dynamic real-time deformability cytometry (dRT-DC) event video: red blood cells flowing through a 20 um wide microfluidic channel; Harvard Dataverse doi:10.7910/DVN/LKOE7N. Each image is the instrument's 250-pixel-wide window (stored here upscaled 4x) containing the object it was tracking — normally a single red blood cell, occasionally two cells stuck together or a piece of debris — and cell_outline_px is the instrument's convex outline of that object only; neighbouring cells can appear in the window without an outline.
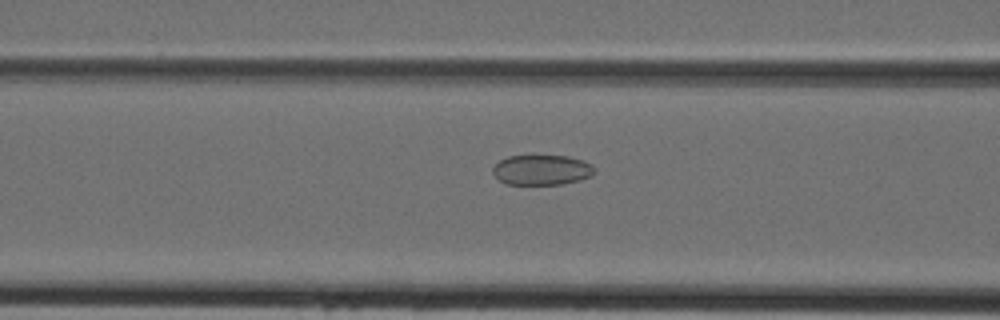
{"species": "Egyptian fruit bat (a non-hibernating species)", "species_latin": "Rousettus aegyptiacus", "temperature_condition": "cold", "stored_images_in_passage": 32, "camera_frame_rate_fps": 3000, "um_per_image_px": 0.085, "animal": {"sex": "female"}, "frame": {"image": 1, "passage_image": 6, "time_ms": 1.667, "image_size_px": [1000, 320], "cell_outline_px": [[596, 172], [592, 176], [580, 180], [564, 184], [508, 184], [500, 180], [492, 172], [492, 168], [500, 160], [508, 156], [568, 156], [584, 160], [592, 164]], "centroid_in_image_um": [46.1, 14.44], "position_along_channel_um": 120.5, "area_um2": 17.92}}
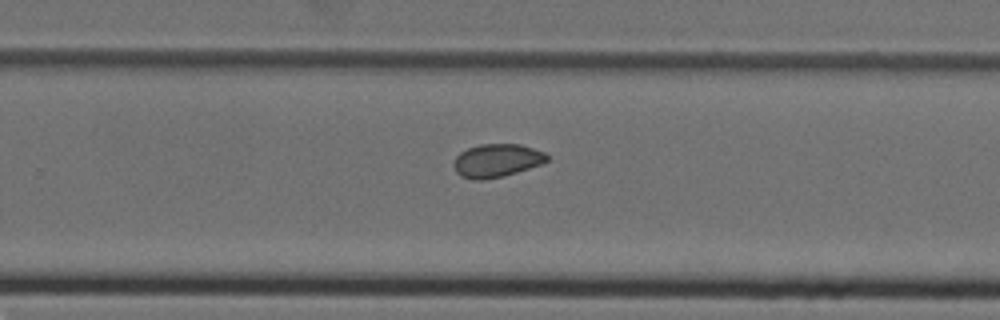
{"frame": {"image": 2, "passage_image": 17, "time_ms": 5.333, "image_size_px": [1000, 320], "cell_outline_px": [[548, 160], [540, 164], [504, 176], [480, 180], [472, 180], [460, 176], [456, 172], [452, 164], [456, 156], [460, 152], [468, 148], [480, 144], [520, 144], [544, 152], [548, 156]], "centroid_in_image_um": [42.18, 13.65], "position_along_channel_um": 287.6, "area_um2": 18.03}}
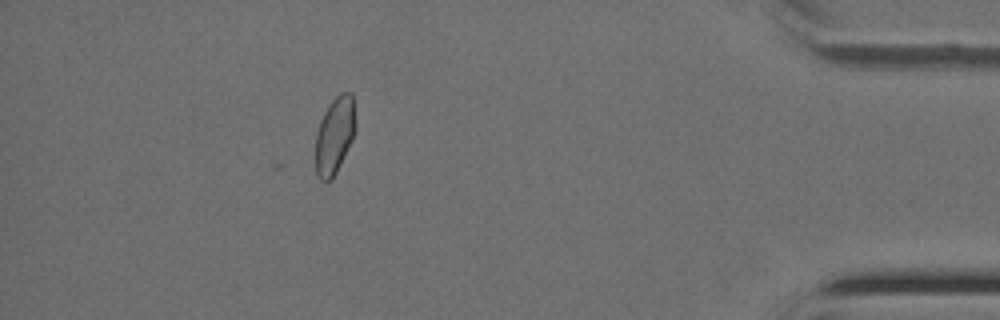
{"frame": {"image": 3, "passage_image": 28, "time_ms": 9.0, "image_size_px": [1000, 320], "cell_outline_px": [[356, 128], [352, 140], [332, 180], [320, 180], [316, 172], [316, 132], [320, 120], [328, 104], [340, 92], [352, 92], [356, 124]], "centroid_in_image_um": [28.45, 11.47], "position_along_channel_um": 406.7, "area_um2": 17.98}}